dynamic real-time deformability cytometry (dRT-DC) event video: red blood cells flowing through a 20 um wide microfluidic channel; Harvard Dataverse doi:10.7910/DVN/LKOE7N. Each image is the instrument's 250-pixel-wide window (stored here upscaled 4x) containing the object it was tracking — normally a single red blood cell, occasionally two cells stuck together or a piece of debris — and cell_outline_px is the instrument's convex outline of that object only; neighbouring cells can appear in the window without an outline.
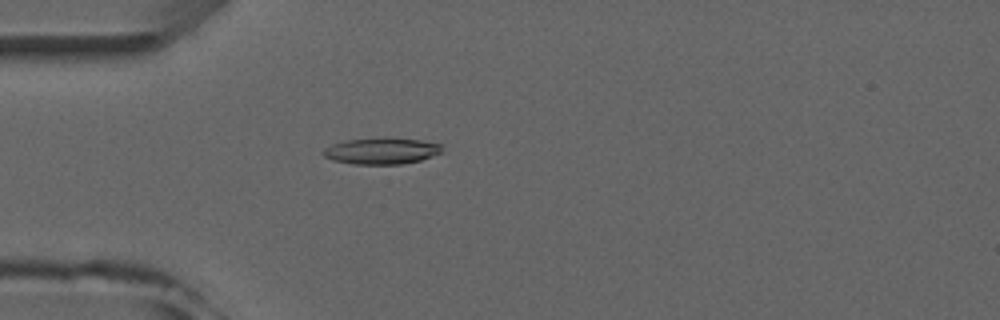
{"species": "common noctule bat (a hibernating species)", "species_latin": "Nyctalus noctula", "temperature_condition": "room temperature", "stored_images_in_passage": 4, "camera_frame_rate_fps": 3000, "um_per_image_px": 0.085, "animal": {"sex": "male", "forearm_length_mm": 52.5}, "frame": {"image": 1, "passage_image": 4, "time_ms": 3.667, "image_size_px": [1000, 320], "cell_outline_px": [[444, 152], [420, 160], [400, 164], [352, 164], [332, 160], [324, 156], [320, 152], [324, 148], [332, 144], [348, 140], [388, 136], [420, 140], [440, 144]], "centroid_in_image_um": [32.42, 12.81], "position_along_channel_um": 52.6, "area_um2": 18.55}}